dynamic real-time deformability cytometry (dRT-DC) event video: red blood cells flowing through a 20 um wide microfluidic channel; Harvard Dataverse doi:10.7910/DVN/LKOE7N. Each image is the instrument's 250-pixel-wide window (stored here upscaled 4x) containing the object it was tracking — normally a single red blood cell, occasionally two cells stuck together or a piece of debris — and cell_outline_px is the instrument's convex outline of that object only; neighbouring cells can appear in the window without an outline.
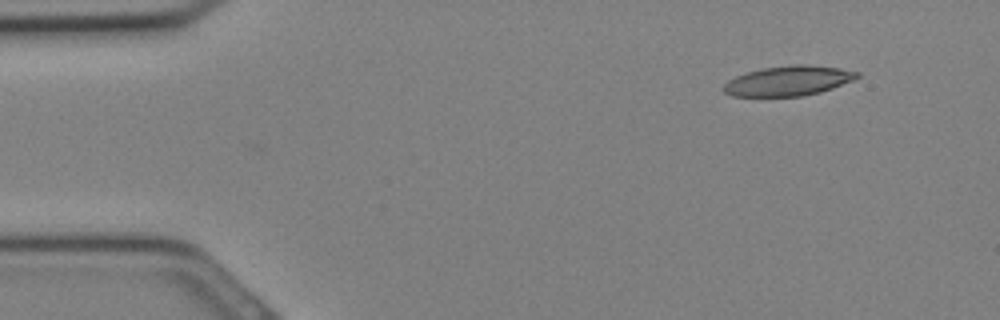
{"species": "Egyptian fruit bat (a non-hibernating species)", "species_latin": "Rousettus aegyptiacus", "temperature_condition": "cold", "stored_images_in_passage": 3, "camera_frame_rate_fps": 3000, "um_per_image_px": 0.085, "animal": {"sex": "female"}, "frame": {"image": 1, "passage_image": 3, "time_ms": 0.667, "image_size_px": [1000, 320], "cell_outline_px": [[860, 76], [852, 80], [832, 88], [820, 92], [800, 96], [732, 96], [724, 92], [720, 88], [728, 80], [736, 76], [748, 72], [764, 68], [792, 64], [808, 64], [840, 68], [860, 72]], "centroid_in_image_um": [67.0, 6.86], "position_along_channel_um": 18.0, "area_um2": 23.24}}